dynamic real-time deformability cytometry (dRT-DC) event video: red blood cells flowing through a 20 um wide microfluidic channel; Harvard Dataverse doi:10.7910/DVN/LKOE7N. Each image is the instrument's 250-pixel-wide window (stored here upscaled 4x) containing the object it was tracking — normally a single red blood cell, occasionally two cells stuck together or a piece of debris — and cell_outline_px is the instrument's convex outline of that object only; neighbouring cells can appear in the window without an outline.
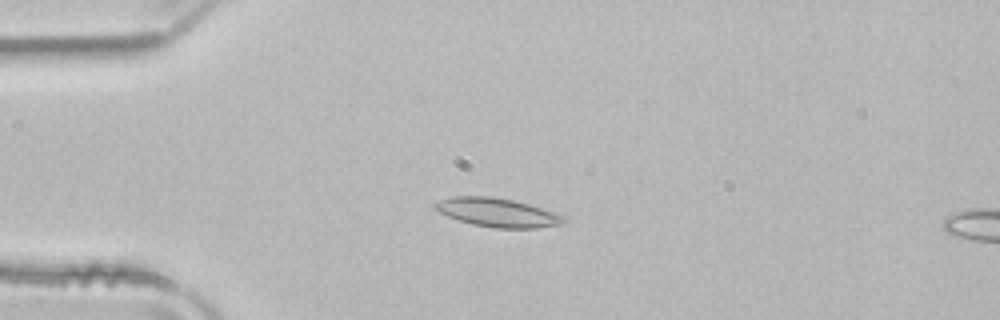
{"species": "common noctule bat (a hibernating species)", "species_latin": "Nyctalus noctula", "temperature_condition": "room temperature", "stored_images_in_passage": 48, "camera_frame_rate_fps": 3000, "um_per_image_px": 0.085, "animal": {"sex": "male", "body_mass_g": 21.5, "forearm_length_mm": 52.0}, "frame": {"image": 1, "passage_image": 9, "time_ms": 2.667, "image_size_px": [1000, 320], "cell_outline_px": [[564, 220], [560, 224], [536, 228], [492, 228], [472, 224], [448, 216], [432, 208], [432, 204], [440, 200], [452, 196], [492, 196], [512, 200], [528, 204], [564, 216]], "centroid_in_image_um": [42.2, 18.06], "position_along_channel_um": 42.8, "area_um2": 21.33}}
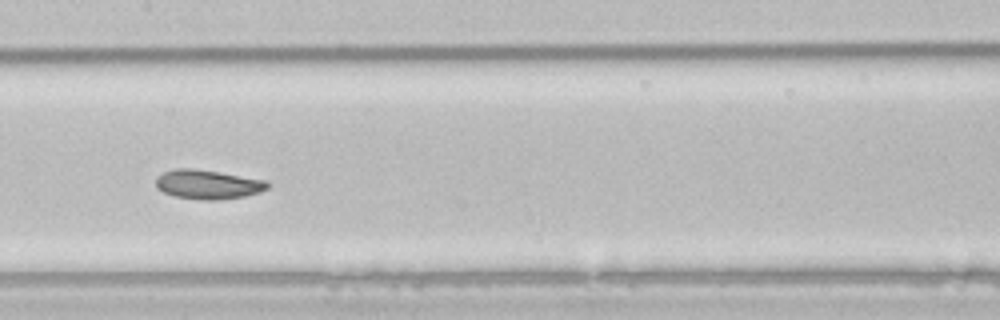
{"frame": {"image": 2, "passage_image": 22, "time_ms": 7.0, "image_size_px": [1000, 320], "cell_outline_px": [[272, 184], [268, 188], [260, 192], [244, 196], [220, 200], [200, 200], [176, 196], [164, 192], [156, 188], [156, 176], [164, 172], [176, 168], [192, 168], [268, 180]], "centroid_in_image_um": [17.69, 15.68], "position_along_channel_um": 189.7, "area_um2": 19.13}}
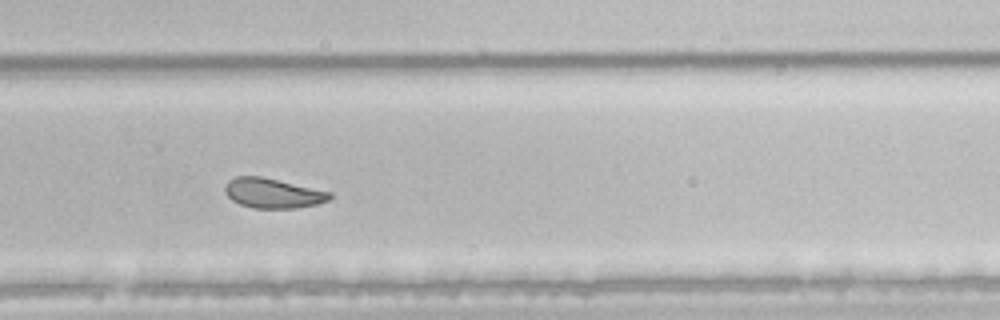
{"frame": {"image": 3, "passage_image": 31, "time_ms": 10.0, "image_size_px": [1000, 320], "cell_outline_px": [[332, 196], [328, 200], [316, 204], [296, 208], [252, 208], [240, 204], [232, 200], [224, 192], [224, 188], [228, 180], [236, 176], [260, 176], [332, 192]], "centroid_in_image_um": [23.17, 16.42], "position_along_channel_um": 306.6, "area_um2": 18.15}, "authors_computed_cell_mechanics": {"area_um2": 20.5768, "velocity_mm_per_s": 3.9154, "shape_relaxation_time_tau1_ms": 5.7571, "shape_relaxation_time_tau2_ms": 2.9137, "deformation_change_tau1": 0.1365, "deformation_change_tau2": 0.0786}}